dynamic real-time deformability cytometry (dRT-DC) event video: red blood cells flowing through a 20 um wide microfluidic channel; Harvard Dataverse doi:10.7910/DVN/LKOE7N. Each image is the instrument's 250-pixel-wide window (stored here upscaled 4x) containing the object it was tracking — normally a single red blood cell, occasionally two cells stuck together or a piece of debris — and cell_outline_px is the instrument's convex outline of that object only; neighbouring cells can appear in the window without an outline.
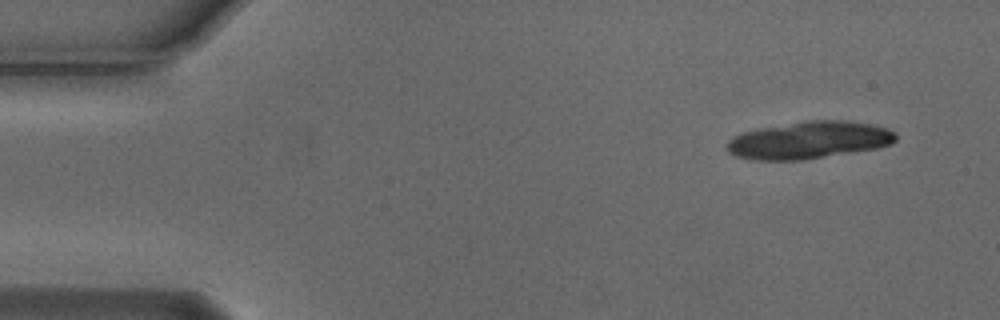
{"species": "Egyptian fruit bat (a non-hibernating species)", "species_latin": "Rousettus aegyptiacus", "temperature_condition": "cold", "stored_images_in_passage": 9, "camera_frame_rate_fps": 3000, "um_per_image_px": 0.085, "animal": {"sex": "male"}, "frame": {"image": 1, "passage_image": 1, "time_ms": 0.0, "image_size_px": [1000, 320], "cell_outline_px": [[896, 140], [892, 144], [876, 148], [800, 160], [752, 160], [736, 156], [728, 152], [728, 140], [732, 136], [744, 132], [760, 128], [804, 120], [844, 120], [872, 124], [888, 128], [896, 132]], "centroid_in_image_um": [68.77, 11.9], "position_along_channel_um": 16.2, "area_um2": 36.7}}
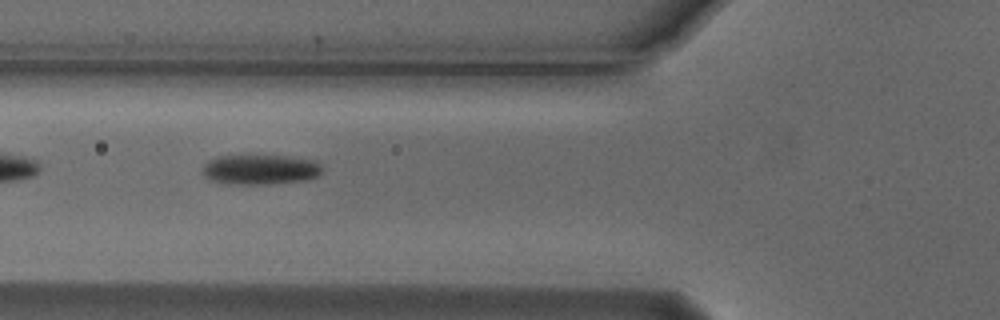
{"frame": {"image": 2, "passage_image": 5, "time_ms": 1.333, "image_size_px": [1000, 320], "cell_outline_px": [[324, 172], [316, 176], [304, 180], [268, 184], [224, 184], [212, 180], [204, 176], [204, 164], [208, 160], [220, 156], [288, 156], [316, 160], [324, 168]], "centroid_in_image_um": [22.16, 14.41], "position_along_channel_um": 103.6, "area_um2": 20.92}}
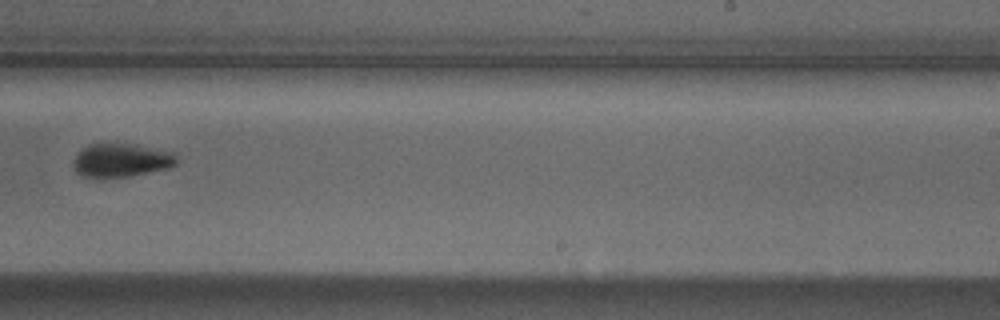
{"frame": {"image": 3, "passage_image": 9, "time_ms": 2.667, "image_size_px": [1000, 320], "cell_outline_px": [[180, 160], [176, 164], [168, 168], [128, 176], [100, 180], [96, 180], [80, 176], [76, 172], [76, 156], [88, 144], [100, 140], [136, 144], [176, 152]], "centroid_in_image_um": [10.32, 13.6], "position_along_channel_um": 278.7, "area_um2": 21.27}}